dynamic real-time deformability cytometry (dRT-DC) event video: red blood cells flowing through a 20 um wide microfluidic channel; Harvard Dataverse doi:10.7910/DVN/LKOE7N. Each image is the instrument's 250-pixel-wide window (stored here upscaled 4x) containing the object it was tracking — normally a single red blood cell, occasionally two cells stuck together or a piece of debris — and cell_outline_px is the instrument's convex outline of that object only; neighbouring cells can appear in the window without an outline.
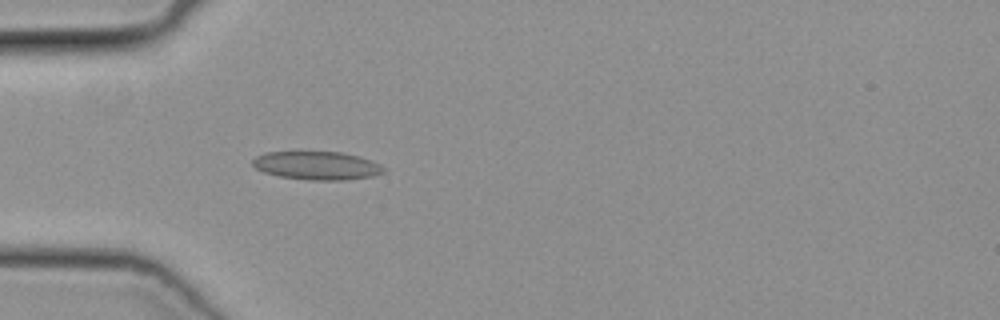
{"species": "common noctule bat (a hibernating species)", "species_latin": "Nyctalus noctula", "temperature_condition": "cold", "stored_images_in_passage": 35, "camera_frame_rate_fps": 3000, "um_per_image_px": 0.085, "animal": {"sex": "female", "body_mass_g": 19.3, "forearm_length_mm": 54.1}, "frame": {"image": 1, "passage_image": 1, "time_ms": 0.0, "image_size_px": [1000, 320], "cell_outline_px": [[384, 172], [372, 176], [344, 180], [308, 180], [280, 176], [264, 172], [256, 168], [252, 164], [252, 160], [256, 156], [268, 152], [340, 152], [360, 156], [372, 160], [380, 164], [384, 168]], "centroid_in_image_um": [26.95, 14.07], "position_along_channel_um": 58.0, "area_um2": 21.56}}
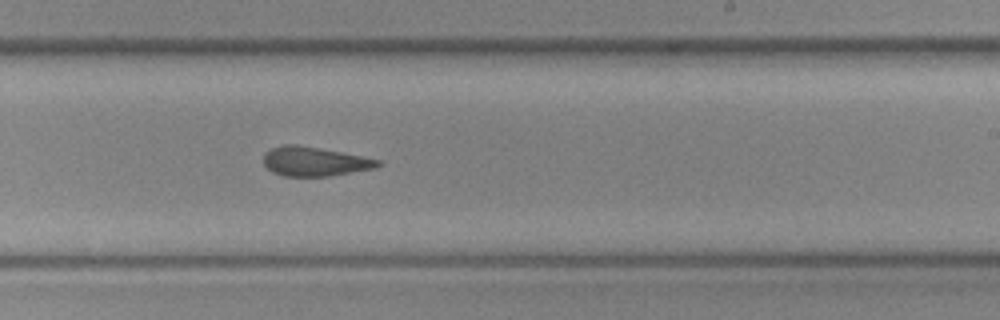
{"frame": {"image": 2, "passage_image": 16, "time_ms": 5.0, "image_size_px": [1000, 320], "cell_outline_px": [[384, 164], [376, 168], [328, 176], [284, 176], [272, 172], [264, 164], [264, 152], [272, 148], [284, 144], [296, 144], [364, 156], [380, 160]], "centroid_in_image_um": [26.76, 13.72], "position_along_channel_um": 262.2, "area_um2": 19.54}}
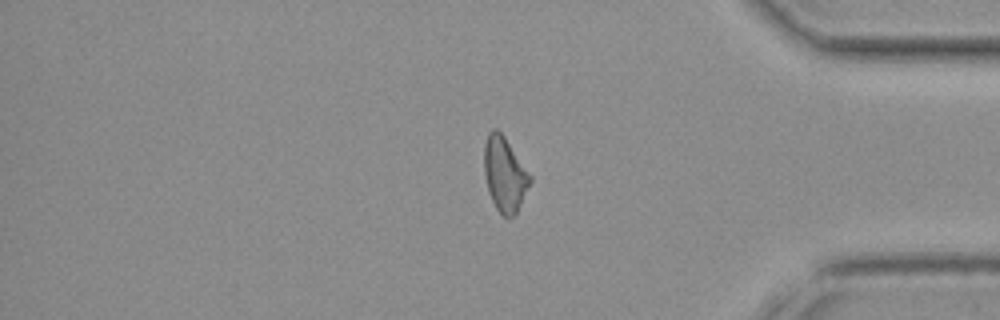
{"frame": {"image": 3, "passage_image": 27, "time_ms": 8.667, "image_size_px": [1000, 320], "cell_outline_px": [[532, 180], [516, 216], [504, 216], [496, 208], [488, 192], [484, 172], [484, 144], [488, 132], [492, 128], [496, 128], [504, 136], [532, 176]], "centroid_in_image_um": [42.9, 14.81], "position_along_channel_um": 392.3, "area_um2": 20.06}}